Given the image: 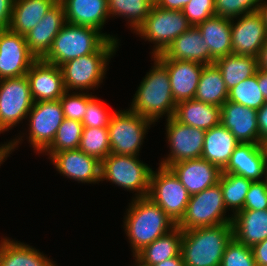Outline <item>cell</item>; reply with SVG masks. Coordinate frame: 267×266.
<instances>
[{"label":"cell","instance_id":"cell-1","mask_svg":"<svg viewBox=\"0 0 267 266\" xmlns=\"http://www.w3.org/2000/svg\"><path fill=\"white\" fill-rule=\"evenodd\" d=\"M124 215L123 228L133 255L177 224L150 198H132Z\"/></svg>","mask_w":267,"mask_h":266},{"label":"cell","instance_id":"cell-2","mask_svg":"<svg viewBox=\"0 0 267 266\" xmlns=\"http://www.w3.org/2000/svg\"><path fill=\"white\" fill-rule=\"evenodd\" d=\"M151 59L154 65L140 82L128 109L155 125L163 115H166V119L173 117L177 104L173 98L167 68L155 56Z\"/></svg>","mask_w":267,"mask_h":266},{"label":"cell","instance_id":"cell-3","mask_svg":"<svg viewBox=\"0 0 267 266\" xmlns=\"http://www.w3.org/2000/svg\"><path fill=\"white\" fill-rule=\"evenodd\" d=\"M232 238V223L184 230L181 243L184 266H220Z\"/></svg>","mask_w":267,"mask_h":266},{"label":"cell","instance_id":"cell-4","mask_svg":"<svg viewBox=\"0 0 267 266\" xmlns=\"http://www.w3.org/2000/svg\"><path fill=\"white\" fill-rule=\"evenodd\" d=\"M119 42L108 40L98 51L71 59L60 65L66 91H93L103 83L110 59Z\"/></svg>","mask_w":267,"mask_h":266},{"label":"cell","instance_id":"cell-5","mask_svg":"<svg viewBox=\"0 0 267 266\" xmlns=\"http://www.w3.org/2000/svg\"><path fill=\"white\" fill-rule=\"evenodd\" d=\"M108 40L119 41L118 37L95 28L66 22L43 60L60 66L71 59L98 51Z\"/></svg>","mask_w":267,"mask_h":266},{"label":"cell","instance_id":"cell-6","mask_svg":"<svg viewBox=\"0 0 267 266\" xmlns=\"http://www.w3.org/2000/svg\"><path fill=\"white\" fill-rule=\"evenodd\" d=\"M151 173L152 168L138 156L110 153L101 161L100 180L133 191L134 198H141L148 197Z\"/></svg>","mask_w":267,"mask_h":266},{"label":"cell","instance_id":"cell-7","mask_svg":"<svg viewBox=\"0 0 267 266\" xmlns=\"http://www.w3.org/2000/svg\"><path fill=\"white\" fill-rule=\"evenodd\" d=\"M226 212L228 211L218 182L199 193L190 195L185 214L177 223V226L184 231L198 227L232 223V214L227 215Z\"/></svg>","mask_w":267,"mask_h":266},{"label":"cell","instance_id":"cell-8","mask_svg":"<svg viewBox=\"0 0 267 266\" xmlns=\"http://www.w3.org/2000/svg\"><path fill=\"white\" fill-rule=\"evenodd\" d=\"M191 27L182 11L168 10L155 4L144 23L135 32L141 39L153 43L152 55L163 53L182 33Z\"/></svg>","mask_w":267,"mask_h":266},{"label":"cell","instance_id":"cell-9","mask_svg":"<svg viewBox=\"0 0 267 266\" xmlns=\"http://www.w3.org/2000/svg\"><path fill=\"white\" fill-rule=\"evenodd\" d=\"M152 124L129 109L115 111L108 126L111 153L139 156L145 135Z\"/></svg>","mask_w":267,"mask_h":266},{"label":"cell","instance_id":"cell-10","mask_svg":"<svg viewBox=\"0 0 267 266\" xmlns=\"http://www.w3.org/2000/svg\"><path fill=\"white\" fill-rule=\"evenodd\" d=\"M156 170L150 176L148 198L177 224L185 214L190 194L169 167L159 165Z\"/></svg>","mask_w":267,"mask_h":266},{"label":"cell","instance_id":"cell-11","mask_svg":"<svg viewBox=\"0 0 267 266\" xmlns=\"http://www.w3.org/2000/svg\"><path fill=\"white\" fill-rule=\"evenodd\" d=\"M33 103L26 75L0 79V134L27 119Z\"/></svg>","mask_w":267,"mask_h":266},{"label":"cell","instance_id":"cell-12","mask_svg":"<svg viewBox=\"0 0 267 266\" xmlns=\"http://www.w3.org/2000/svg\"><path fill=\"white\" fill-rule=\"evenodd\" d=\"M27 118L28 142L35 153L42 154L51 145L65 119L60 99L34 102Z\"/></svg>","mask_w":267,"mask_h":266},{"label":"cell","instance_id":"cell-13","mask_svg":"<svg viewBox=\"0 0 267 266\" xmlns=\"http://www.w3.org/2000/svg\"><path fill=\"white\" fill-rule=\"evenodd\" d=\"M166 121L165 130L170 153L161 159L159 165L169 167L181 161L201 158L206 131L180 123L174 117Z\"/></svg>","mask_w":267,"mask_h":266},{"label":"cell","instance_id":"cell-14","mask_svg":"<svg viewBox=\"0 0 267 266\" xmlns=\"http://www.w3.org/2000/svg\"><path fill=\"white\" fill-rule=\"evenodd\" d=\"M235 19H231L232 53L258 57L267 40V29L261 14L255 11Z\"/></svg>","mask_w":267,"mask_h":266},{"label":"cell","instance_id":"cell-15","mask_svg":"<svg viewBox=\"0 0 267 266\" xmlns=\"http://www.w3.org/2000/svg\"><path fill=\"white\" fill-rule=\"evenodd\" d=\"M35 60L24 35L0 29V79L26 75Z\"/></svg>","mask_w":267,"mask_h":266},{"label":"cell","instance_id":"cell-16","mask_svg":"<svg viewBox=\"0 0 267 266\" xmlns=\"http://www.w3.org/2000/svg\"><path fill=\"white\" fill-rule=\"evenodd\" d=\"M55 166L59 174L78 183L98 184L100 180L101 162L78 149L60 152H43Z\"/></svg>","mask_w":267,"mask_h":266},{"label":"cell","instance_id":"cell-17","mask_svg":"<svg viewBox=\"0 0 267 266\" xmlns=\"http://www.w3.org/2000/svg\"><path fill=\"white\" fill-rule=\"evenodd\" d=\"M26 76L34 102L59 100L66 92L60 67L43 59H36Z\"/></svg>","mask_w":267,"mask_h":266},{"label":"cell","instance_id":"cell-18","mask_svg":"<svg viewBox=\"0 0 267 266\" xmlns=\"http://www.w3.org/2000/svg\"><path fill=\"white\" fill-rule=\"evenodd\" d=\"M155 57L167 68L176 104L194 99L205 65L194 61L168 59L163 53L155 55Z\"/></svg>","mask_w":267,"mask_h":266},{"label":"cell","instance_id":"cell-19","mask_svg":"<svg viewBox=\"0 0 267 266\" xmlns=\"http://www.w3.org/2000/svg\"><path fill=\"white\" fill-rule=\"evenodd\" d=\"M222 172L252 181L264 180L267 178V153L264 144L239 143Z\"/></svg>","mask_w":267,"mask_h":266},{"label":"cell","instance_id":"cell-20","mask_svg":"<svg viewBox=\"0 0 267 266\" xmlns=\"http://www.w3.org/2000/svg\"><path fill=\"white\" fill-rule=\"evenodd\" d=\"M66 24L65 10L58 1L27 34L25 40L29 52L36 59H43L52 47L54 38Z\"/></svg>","mask_w":267,"mask_h":266},{"label":"cell","instance_id":"cell-21","mask_svg":"<svg viewBox=\"0 0 267 266\" xmlns=\"http://www.w3.org/2000/svg\"><path fill=\"white\" fill-rule=\"evenodd\" d=\"M169 168L190 195L199 193L219 182L222 170L203 158L174 163Z\"/></svg>","mask_w":267,"mask_h":266},{"label":"cell","instance_id":"cell-22","mask_svg":"<svg viewBox=\"0 0 267 266\" xmlns=\"http://www.w3.org/2000/svg\"><path fill=\"white\" fill-rule=\"evenodd\" d=\"M220 123L230 130L240 143L259 144L257 110L226 101L220 107Z\"/></svg>","mask_w":267,"mask_h":266},{"label":"cell","instance_id":"cell-23","mask_svg":"<svg viewBox=\"0 0 267 266\" xmlns=\"http://www.w3.org/2000/svg\"><path fill=\"white\" fill-rule=\"evenodd\" d=\"M67 23L88 26L102 32L110 18L108 0H61Z\"/></svg>","mask_w":267,"mask_h":266},{"label":"cell","instance_id":"cell-24","mask_svg":"<svg viewBox=\"0 0 267 266\" xmlns=\"http://www.w3.org/2000/svg\"><path fill=\"white\" fill-rule=\"evenodd\" d=\"M168 59L194 61L210 65V51L201 31L197 26H191L178 36L163 52Z\"/></svg>","mask_w":267,"mask_h":266},{"label":"cell","instance_id":"cell-25","mask_svg":"<svg viewBox=\"0 0 267 266\" xmlns=\"http://www.w3.org/2000/svg\"><path fill=\"white\" fill-rule=\"evenodd\" d=\"M240 142L221 123L206 130L201 158L223 170Z\"/></svg>","mask_w":267,"mask_h":266},{"label":"cell","instance_id":"cell-26","mask_svg":"<svg viewBox=\"0 0 267 266\" xmlns=\"http://www.w3.org/2000/svg\"><path fill=\"white\" fill-rule=\"evenodd\" d=\"M232 226L233 237L252 248L267 239V209L241 210L233 216Z\"/></svg>","mask_w":267,"mask_h":266},{"label":"cell","instance_id":"cell-27","mask_svg":"<svg viewBox=\"0 0 267 266\" xmlns=\"http://www.w3.org/2000/svg\"><path fill=\"white\" fill-rule=\"evenodd\" d=\"M210 51V65L232 53L231 19L212 16L197 26Z\"/></svg>","mask_w":267,"mask_h":266},{"label":"cell","instance_id":"cell-28","mask_svg":"<svg viewBox=\"0 0 267 266\" xmlns=\"http://www.w3.org/2000/svg\"><path fill=\"white\" fill-rule=\"evenodd\" d=\"M0 266H57L29 244L8 237L0 240Z\"/></svg>","mask_w":267,"mask_h":266},{"label":"cell","instance_id":"cell-29","mask_svg":"<svg viewBox=\"0 0 267 266\" xmlns=\"http://www.w3.org/2000/svg\"><path fill=\"white\" fill-rule=\"evenodd\" d=\"M178 122L209 130L220 124V107L190 99L177 103L173 116Z\"/></svg>","mask_w":267,"mask_h":266},{"label":"cell","instance_id":"cell-30","mask_svg":"<svg viewBox=\"0 0 267 266\" xmlns=\"http://www.w3.org/2000/svg\"><path fill=\"white\" fill-rule=\"evenodd\" d=\"M57 2L56 0H14L8 29L21 35L27 34Z\"/></svg>","mask_w":267,"mask_h":266},{"label":"cell","instance_id":"cell-31","mask_svg":"<svg viewBox=\"0 0 267 266\" xmlns=\"http://www.w3.org/2000/svg\"><path fill=\"white\" fill-rule=\"evenodd\" d=\"M183 231L176 226L145 246L136 256L148 265H156L181 254Z\"/></svg>","mask_w":267,"mask_h":266},{"label":"cell","instance_id":"cell-32","mask_svg":"<svg viewBox=\"0 0 267 266\" xmlns=\"http://www.w3.org/2000/svg\"><path fill=\"white\" fill-rule=\"evenodd\" d=\"M214 64L221 71L228 90L252 77L258 70V58L253 56L230 54L216 59Z\"/></svg>","mask_w":267,"mask_h":266},{"label":"cell","instance_id":"cell-33","mask_svg":"<svg viewBox=\"0 0 267 266\" xmlns=\"http://www.w3.org/2000/svg\"><path fill=\"white\" fill-rule=\"evenodd\" d=\"M194 99L221 107L228 99V89L215 64L203 67Z\"/></svg>","mask_w":267,"mask_h":266},{"label":"cell","instance_id":"cell-34","mask_svg":"<svg viewBox=\"0 0 267 266\" xmlns=\"http://www.w3.org/2000/svg\"><path fill=\"white\" fill-rule=\"evenodd\" d=\"M154 5V0H108L110 17H123L135 33L144 23Z\"/></svg>","mask_w":267,"mask_h":266},{"label":"cell","instance_id":"cell-35","mask_svg":"<svg viewBox=\"0 0 267 266\" xmlns=\"http://www.w3.org/2000/svg\"><path fill=\"white\" fill-rule=\"evenodd\" d=\"M219 183L227 211H232L234 216L243 210L246 194L252 180L232 173L222 172Z\"/></svg>","mask_w":267,"mask_h":266},{"label":"cell","instance_id":"cell-36","mask_svg":"<svg viewBox=\"0 0 267 266\" xmlns=\"http://www.w3.org/2000/svg\"><path fill=\"white\" fill-rule=\"evenodd\" d=\"M79 149L101 162L111 153L108 128L83 127Z\"/></svg>","mask_w":267,"mask_h":266},{"label":"cell","instance_id":"cell-37","mask_svg":"<svg viewBox=\"0 0 267 266\" xmlns=\"http://www.w3.org/2000/svg\"><path fill=\"white\" fill-rule=\"evenodd\" d=\"M228 101L259 110L266 100L257 82V73L228 90Z\"/></svg>","mask_w":267,"mask_h":266},{"label":"cell","instance_id":"cell-38","mask_svg":"<svg viewBox=\"0 0 267 266\" xmlns=\"http://www.w3.org/2000/svg\"><path fill=\"white\" fill-rule=\"evenodd\" d=\"M82 131V122L65 118L58 128L51 145L44 152H60L64 150L78 149Z\"/></svg>","mask_w":267,"mask_h":266},{"label":"cell","instance_id":"cell-39","mask_svg":"<svg viewBox=\"0 0 267 266\" xmlns=\"http://www.w3.org/2000/svg\"><path fill=\"white\" fill-rule=\"evenodd\" d=\"M73 93V94H72ZM66 91L60 98L64 117L82 122L88 103L95 97L92 92Z\"/></svg>","mask_w":267,"mask_h":266},{"label":"cell","instance_id":"cell-40","mask_svg":"<svg viewBox=\"0 0 267 266\" xmlns=\"http://www.w3.org/2000/svg\"><path fill=\"white\" fill-rule=\"evenodd\" d=\"M262 0H215V15L235 19L258 11Z\"/></svg>","mask_w":267,"mask_h":266},{"label":"cell","instance_id":"cell-41","mask_svg":"<svg viewBox=\"0 0 267 266\" xmlns=\"http://www.w3.org/2000/svg\"><path fill=\"white\" fill-rule=\"evenodd\" d=\"M220 266H256L252 248L233 237L224 250Z\"/></svg>","mask_w":267,"mask_h":266},{"label":"cell","instance_id":"cell-42","mask_svg":"<svg viewBox=\"0 0 267 266\" xmlns=\"http://www.w3.org/2000/svg\"><path fill=\"white\" fill-rule=\"evenodd\" d=\"M114 113L115 111H109L101 99L95 96L87 105L82 120L83 127L108 128Z\"/></svg>","mask_w":267,"mask_h":266},{"label":"cell","instance_id":"cell-43","mask_svg":"<svg viewBox=\"0 0 267 266\" xmlns=\"http://www.w3.org/2000/svg\"><path fill=\"white\" fill-rule=\"evenodd\" d=\"M182 12L191 26H198L215 15V0H191Z\"/></svg>","mask_w":267,"mask_h":266},{"label":"cell","instance_id":"cell-44","mask_svg":"<svg viewBox=\"0 0 267 266\" xmlns=\"http://www.w3.org/2000/svg\"><path fill=\"white\" fill-rule=\"evenodd\" d=\"M265 209H267V178L261 181H252L243 207V210Z\"/></svg>","mask_w":267,"mask_h":266},{"label":"cell","instance_id":"cell-45","mask_svg":"<svg viewBox=\"0 0 267 266\" xmlns=\"http://www.w3.org/2000/svg\"><path fill=\"white\" fill-rule=\"evenodd\" d=\"M257 124L259 129V144L267 142V102L257 110Z\"/></svg>","mask_w":267,"mask_h":266},{"label":"cell","instance_id":"cell-46","mask_svg":"<svg viewBox=\"0 0 267 266\" xmlns=\"http://www.w3.org/2000/svg\"><path fill=\"white\" fill-rule=\"evenodd\" d=\"M14 0H0V29H8Z\"/></svg>","mask_w":267,"mask_h":266},{"label":"cell","instance_id":"cell-47","mask_svg":"<svg viewBox=\"0 0 267 266\" xmlns=\"http://www.w3.org/2000/svg\"><path fill=\"white\" fill-rule=\"evenodd\" d=\"M256 266H267V239L252 247Z\"/></svg>","mask_w":267,"mask_h":266},{"label":"cell","instance_id":"cell-48","mask_svg":"<svg viewBox=\"0 0 267 266\" xmlns=\"http://www.w3.org/2000/svg\"><path fill=\"white\" fill-rule=\"evenodd\" d=\"M22 137L24 136L19 135L17 138L15 137L12 140L10 139L8 143L4 142V144H0V166L3 164V162H5V159L7 160L14 149H16V147L18 148L19 144L22 143Z\"/></svg>","mask_w":267,"mask_h":266},{"label":"cell","instance_id":"cell-49","mask_svg":"<svg viewBox=\"0 0 267 266\" xmlns=\"http://www.w3.org/2000/svg\"><path fill=\"white\" fill-rule=\"evenodd\" d=\"M191 0H154V4L157 7L182 11V9L190 2Z\"/></svg>","mask_w":267,"mask_h":266},{"label":"cell","instance_id":"cell-50","mask_svg":"<svg viewBox=\"0 0 267 266\" xmlns=\"http://www.w3.org/2000/svg\"><path fill=\"white\" fill-rule=\"evenodd\" d=\"M257 82L262 92L266 102H267V70L265 69H258L257 70Z\"/></svg>","mask_w":267,"mask_h":266},{"label":"cell","instance_id":"cell-51","mask_svg":"<svg viewBox=\"0 0 267 266\" xmlns=\"http://www.w3.org/2000/svg\"><path fill=\"white\" fill-rule=\"evenodd\" d=\"M258 69L267 70V40L265 41L258 55Z\"/></svg>","mask_w":267,"mask_h":266},{"label":"cell","instance_id":"cell-52","mask_svg":"<svg viewBox=\"0 0 267 266\" xmlns=\"http://www.w3.org/2000/svg\"><path fill=\"white\" fill-rule=\"evenodd\" d=\"M153 266H184L183 257L180 254Z\"/></svg>","mask_w":267,"mask_h":266},{"label":"cell","instance_id":"cell-53","mask_svg":"<svg viewBox=\"0 0 267 266\" xmlns=\"http://www.w3.org/2000/svg\"><path fill=\"white\" fill-rule=\"evenodd\" d=\"M258 12L261 14L263 22L267 29V2L266 1L262 0L259 6Z\"/></svg>","mask_w":267,"mask_h":266},{"label":"cell","instance_id":"cell-54","mask_svg":"<svg viewBox=\"0 0 267 266\" xmlns=\"http://www.w3.org/2000/svg\"><path fill=\"white\" fill-rule=\"evenodd\" d=\"M134 260H135V265L134 266H151L146 263H144L141 259H139L136 255H133Z\"/></svg>","mask_w":267,"mask_h":266},{"label":"cell","instance_id":"cell-55","mask_svg":"<svg viewBox=\"0 0 267 266\" xmlns=\"http://www.w3.org/2000/svg\"><path fill=\"white\" fill-rule=\"evenodd\" d=\"M264 147H265V150H266V153H267V142L264 143Z\"/></svg>","mask_w":267,"mask_h":266}]
</instances>
